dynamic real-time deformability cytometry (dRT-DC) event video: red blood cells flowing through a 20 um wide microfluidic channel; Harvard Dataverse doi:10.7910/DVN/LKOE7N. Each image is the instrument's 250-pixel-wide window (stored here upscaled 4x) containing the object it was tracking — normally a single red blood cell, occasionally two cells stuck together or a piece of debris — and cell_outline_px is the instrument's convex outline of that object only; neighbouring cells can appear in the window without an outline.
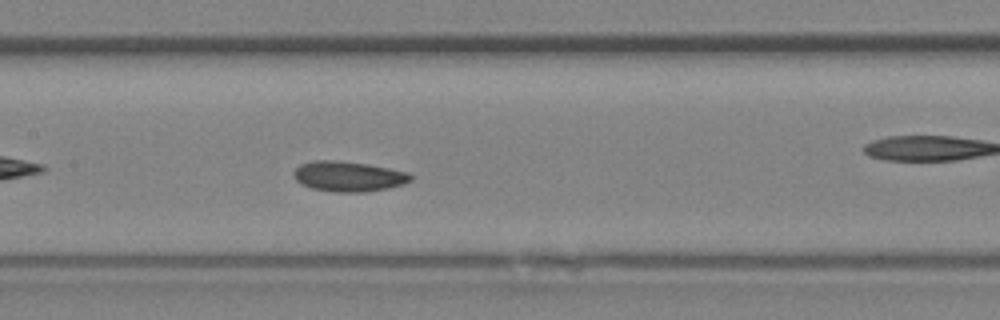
{"species": "Egyptian fruit bat (a non-hibernating species)", "species_latin": "Rousettus aegyptiacus", "temperature_condition": "room temperature", "stored_images_in_passage": 34, "camera_frame_rate_fps": 3000, "um_per_image_px": 0.085, "animal": {"sex": "female"}, "frame": {"image": 1, "passage_image": 15, "time_ms": 4.667, "image_size_px": [1000, 320], "cell_outline_px": [[412, 180], [404, 184], [388, 188], [364, 192], [332, 192], [312, 188], [300, 184], [296, 180], [292, 172], [300, 164], [312, 160], [336, 160], [368, 164], [408, 172], [412, 176]], "centroid_in_image_um": [29.6, 14.99], "position_along_channel_um": 177.8, "area_um2": 20.75}}